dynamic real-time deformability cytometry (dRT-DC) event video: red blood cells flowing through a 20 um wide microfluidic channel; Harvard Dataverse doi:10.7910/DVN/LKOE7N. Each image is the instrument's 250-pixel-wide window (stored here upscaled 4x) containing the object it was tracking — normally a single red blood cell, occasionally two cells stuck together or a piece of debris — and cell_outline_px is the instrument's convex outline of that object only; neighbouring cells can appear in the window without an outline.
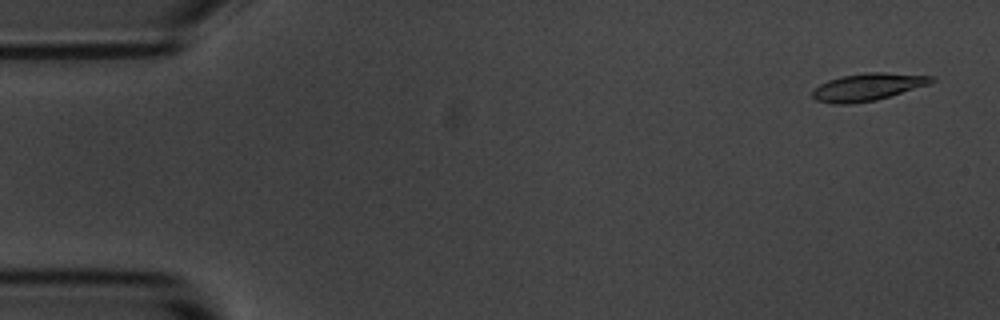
{"species": "common noctule bat (a hibernating species)", "species_latin": "Nyctalus noctula", "temperature_condition": "room temperature", "stored_images_in_passage": 5, "camera_frame_rate_fps": 3000, "um_per_image_px": 0.085, "animal": {"sex": "male", "body_mass_g": 20.1, "forearm_length_mm": 53.5}, "frame": {"image": 1, "passage_image": 1, "time_ms": 0.0, "image_size_px": [1000, 320], "cell_outline_px": [[936, 80], [928, 84], [876, 100], [852, 104], [832, 104], [816, 100], [812, 96], [812, 92], [820, 84], [828, 80], [840, 76], [868, 72], [884, 72], [936, 76]], "centroid_in_image_um": [73.75, 7.39], "position_along_channel_um": 11.3, "area_um2": 18.96}}
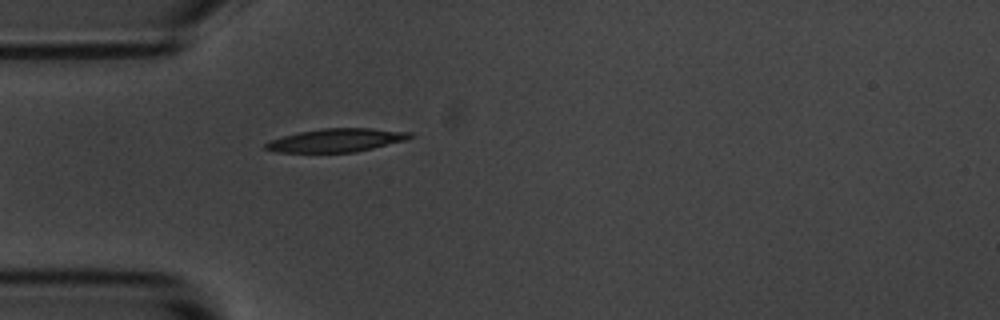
{"frame": {"image": 2, "passage_image": 5, "time_ms": 4.333, "image_size_px": [1000, 320], "cell_outline_px": [[412, 136], [408, 140], [356, 152], [276, 152], [264, 148], [264, 144], [272, 140], [284, 136], [300, 132], [324, 128], [368, 128], [412, 132]], "centroid_in_image_um": [28.64, 11.92], "position_along_channel_um": 56.4, "area_um2": 19.48}}